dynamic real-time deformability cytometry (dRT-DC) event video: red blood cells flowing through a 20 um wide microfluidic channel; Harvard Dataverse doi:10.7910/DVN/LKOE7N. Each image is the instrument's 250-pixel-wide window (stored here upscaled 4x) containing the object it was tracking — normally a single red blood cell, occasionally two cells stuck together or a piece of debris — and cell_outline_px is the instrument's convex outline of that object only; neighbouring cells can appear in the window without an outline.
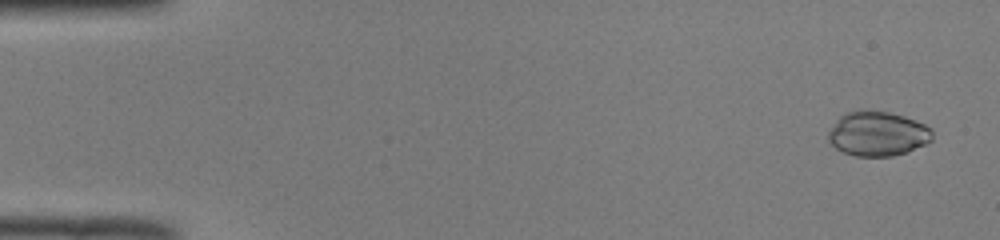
{"species": "common noctule bat (a hibernating species)", "species_latin": "Nyctalus noctula", "temperature_condition": "room temperature", "stored_images_in_passage": 52, "camera_frame_rate_fps": 3000, "um_per_image_px": 0.085, "animal": {"sex": "male", "body_mass_g": 19.0, "forearm_length_mm": 50.8}, "frame": {"image": 1, "passage_image": 3, "time_ms": 0.667, "image_size_px": [1000, 240], "cell_outline_px": [[932, 140], [908, 152], [892, 156], [856, 156], [844, 152], [836, 148], [828, 140], [828, 132], [836, 120], [844, 112], [856, 108], [860, 108], [888, 112], [904, 116], [916, 120], [932, 128]], "centroid_in_image_um": [74.58, 11.33], "position_along_channel_um": 10.4, "area_um2": 27.4}}
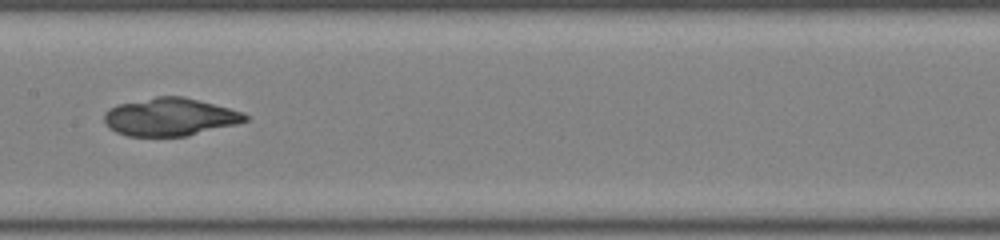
{"frame": {"image": 2, "passage_image": 27, "time_ms": 8.667, "image_size_px": [1000, 240], "cell_outline_px": [[248, 120], [236, 124], [184, 136], [128, 136], [116, 132], [108, 128], [104, 120], [104, 112], [108, 108], [116, 104], [156, 96], [184, 96], [244, 112], [248, 116]], "centroid_in_image_um": [14.4, 9.93], "position_along_channel_um": 193.0, "area_um2": 31.15}}
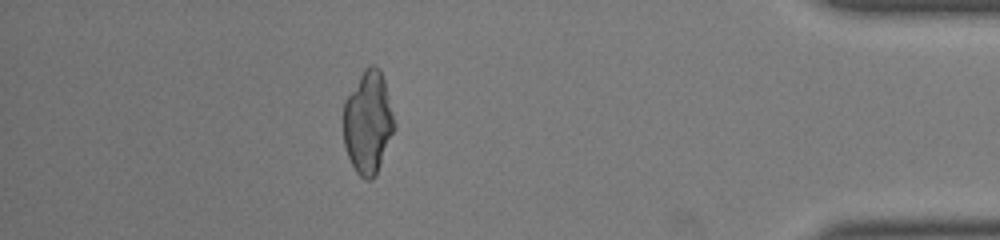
{"frame": {"image": 3, "passage_image": 46, "time_ms": 15.0, "image_size_px": [1000, 240], "cell_outline_px": [[396, 128], [376, 176], [372, 180], [364, 180], [356, 172], [348, 156], [344, 144], [344, 100], [364, 68], [372, 64], [380, 68], [384, 80], [396, 124]], "centroid_in_image_um": [31.3, 10.42], "position_along_channel_um": 403.9, "area_um2": 30.75}}